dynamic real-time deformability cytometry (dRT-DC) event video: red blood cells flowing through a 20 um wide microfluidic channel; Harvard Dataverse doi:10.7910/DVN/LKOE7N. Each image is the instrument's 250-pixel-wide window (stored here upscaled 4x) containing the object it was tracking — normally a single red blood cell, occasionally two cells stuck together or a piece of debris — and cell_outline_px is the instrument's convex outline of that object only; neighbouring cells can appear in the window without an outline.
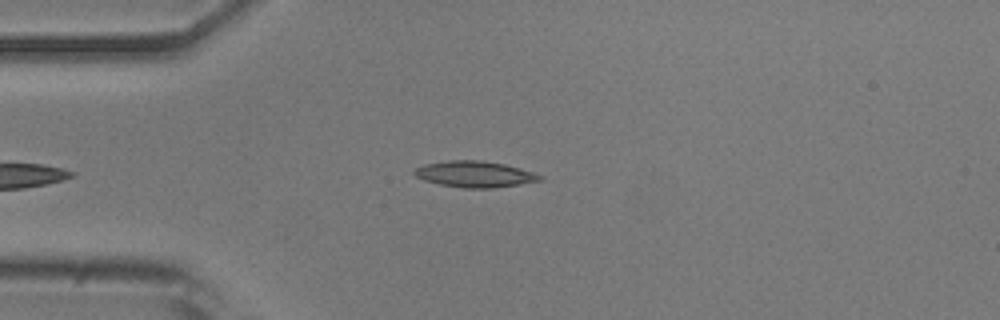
{"species": "common noctule bat (a hibernating species)", "species_latin": "Nyctalus noctula", "temperature_condition": "room temperature", "stored_images_in_passage": 47, "camera_frame_rate_fps": 3000, "um_per_image_px": 0.085, "animal": {"sex": "male", "body_mass_g": 20.5, "forearm_length_mm": 52.5}, "frame": {"image": 1, "passage_image": 12, "time_ms": 3.667, "image_size_px": [1000, 320], "cell_outline_px": [[544, 176], [540, 180], [520, 184], [492, 188], [464, 188], [440, 184], [424, 180], [416, 176], [412, 172], [416, 168], [424, 164], [448, 160], [480, 160], [504, 164], [520, 168]], "centroid_in_image_um": [40.33, 14.8], "position_along_channel_um": 44.7, "area_um2": 19.02}}
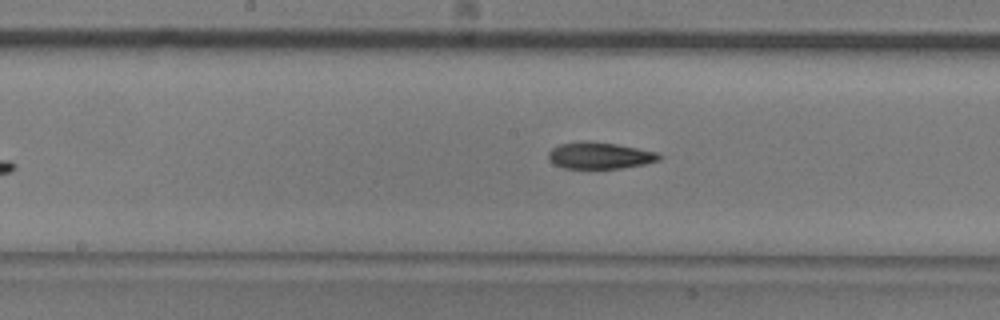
{"frame": {"image": 2, "passage_image": 25, "time_ms": 8.0, "image_size_px": [1000, 320], "cell_outline_px": [[660, 160], [644, 164], [620, 168], [564, 168], [556, 164], [548, 156], [548, 152], [552, 148], [560, 144], [584, 140], [588, 140], [616, 144], [656, 152], [660, 156]], "centroid_in_image_um": [50.96, 13.21], "position_along_channel_um": 197.2, "area_um2": 16.94}}
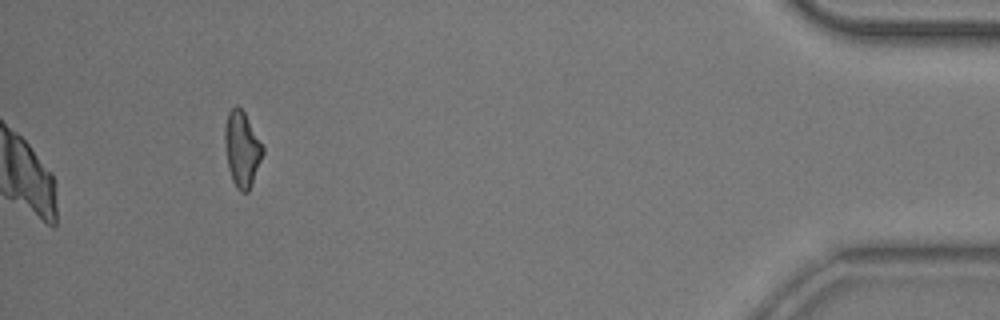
{"frame": {"image": 3, "passage_image": 47, "time_ms": 15.333, "image_size_px": [1000, 320], "cell_outline_px": [[264, 152], [252, 184], [248, 192], [240, 192], [236, 188], [232, 180], [228, 168], [224, 144], [224, 124], [228, 112], [236, 104], [244, 112], [264, 148]], "centroid_in_image_um": [20.54, 12.68], "position_along_channel_um": 414.7, "area_um2": 16.76}, "authors_computed_cell_mechanics": {"area_um2": 17.5134, "velocity_mm_per_s": 3.8835, "shape_relaxation_time_tau1_ms": 6.2934, "shape_relaxation_time_tau2_ms": 3.8237, "deformation_change_tau1": 0.1869, "deformation_change_tau2": 0.1139}}